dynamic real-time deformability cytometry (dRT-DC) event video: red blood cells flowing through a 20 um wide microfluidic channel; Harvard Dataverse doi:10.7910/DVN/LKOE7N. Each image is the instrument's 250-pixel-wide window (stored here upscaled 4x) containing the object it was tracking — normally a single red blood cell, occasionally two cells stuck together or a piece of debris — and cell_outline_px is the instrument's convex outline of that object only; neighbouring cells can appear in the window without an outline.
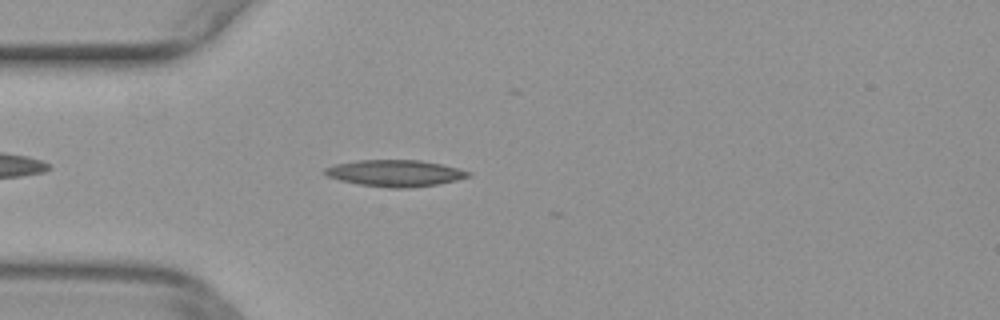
{"species": "common noctule bat (a hibernating species)", "species_latin": "Nyctalus noctula", "temperature_condition": "warm", "stored_images_in_passage": 6, "camera_frame_rate_fps": 3000, "um_per_image_px": 0.085, "animal": {"sex": "female", "body_mass_g": 29.2, "forearm_length_mm": 56.3}, "frame": {"image": 1, "passage_image": 3, "time_ms": 0.667, "image_size_px": [1000, 320], "cell_outline_px": [[472, 176], [456, 180], [436, 184], [408, 188], [388, 188], [360, 184], [340, 180], [324, 176], [324, 168], [336, 164], [356, 160], [420, 160], [440, 164], [472, 172]], "centroid_in_image_um": [33.56, 14.72], "position_along_channel_um": 51.4, "area_um2": 22.14}}